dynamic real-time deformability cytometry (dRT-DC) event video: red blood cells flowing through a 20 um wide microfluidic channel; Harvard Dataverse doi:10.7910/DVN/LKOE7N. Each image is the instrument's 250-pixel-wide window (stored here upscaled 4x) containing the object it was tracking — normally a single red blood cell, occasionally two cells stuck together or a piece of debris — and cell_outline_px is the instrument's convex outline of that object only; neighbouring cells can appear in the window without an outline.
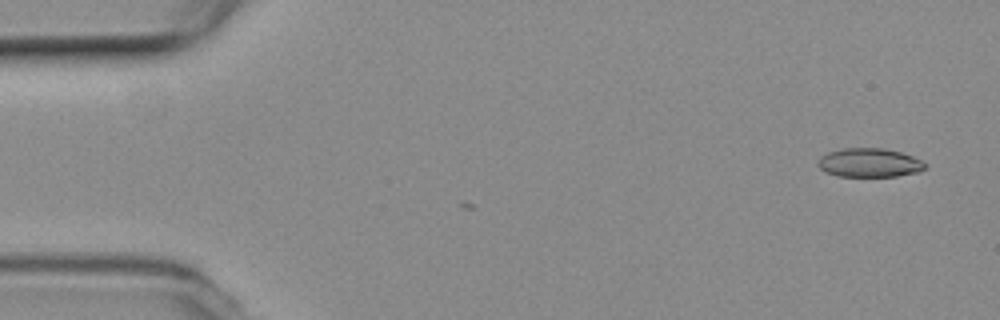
{"species": "common noctule bat (a hibernating species)", "species_latin": "Nyctalus noctula", "temperature_condition": "room temperature", "stored_images_in_passage": 4, "camera_frame_rate_fps": 3000, "um_per_image_px": 0.085, "animal": {"sex": "female", "body_mass_g": 19.3, "forearm_length_mm": 54.1}, "frame": {"image": 1, "passage_image": 1, "time_ms": 0.0, "image_size_px": [1000, 320], "cell_outline_px": [[928, 164], [924, 168], [916, 172], [896, 176], [840, 176], [824, 172], [816, 164], [816, 160], [820, 156], [828, 152], [840, 148], [884, 148], [900, 152], [912, 156]], "centroid_in_image_um": [73.83, 13.82], "position_along_channel_um": 11.2, "area_um2": 18.09}}